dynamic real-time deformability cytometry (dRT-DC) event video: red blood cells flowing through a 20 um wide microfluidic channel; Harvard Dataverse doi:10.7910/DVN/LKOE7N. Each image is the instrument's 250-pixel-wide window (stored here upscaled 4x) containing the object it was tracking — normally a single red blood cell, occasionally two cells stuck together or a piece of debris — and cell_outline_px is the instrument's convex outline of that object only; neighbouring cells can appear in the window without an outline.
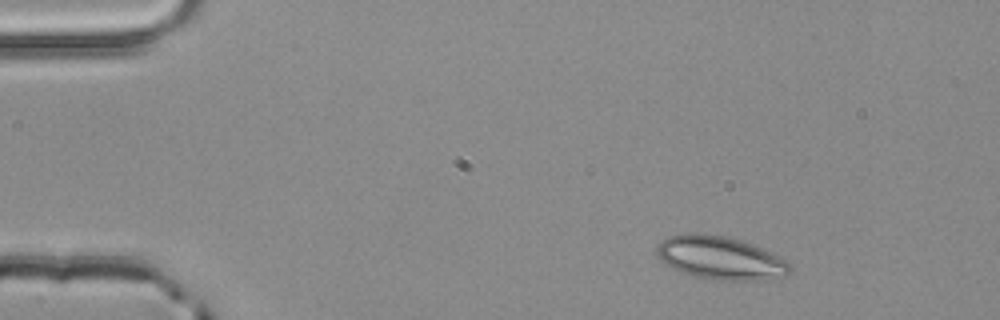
{"species": "common noctule bat (a hibernating species)", "species_latin": "Nyctalus noctula", "temperature_condition": "room temperature", "stored_images_in_passage": 3, "camera_frame_rate_fps": 3000, "um_per_image_px": 0.085, "animal": {"sex": "male", "body_mass_g": 20.4}, "frame": {"image": 1, "passage_image": 1, "time_ms": 0.0, "image_size_px": [1000, 320], "cell_outline_px": [[792, 268], [784, 276], [756, 280], [720, 280], [696, 276], [672, 268], [664, 264], [660, 260], [656, 252], [656, 248], [660, 240], [668, 236], [688, 232], [696, 232], [728, 236], [752, 244], [784, 260]], "centroid_in_image_um": [61.14, 21.89], "position_along_channel_um": 23.9, "area_um2": 33.23}}